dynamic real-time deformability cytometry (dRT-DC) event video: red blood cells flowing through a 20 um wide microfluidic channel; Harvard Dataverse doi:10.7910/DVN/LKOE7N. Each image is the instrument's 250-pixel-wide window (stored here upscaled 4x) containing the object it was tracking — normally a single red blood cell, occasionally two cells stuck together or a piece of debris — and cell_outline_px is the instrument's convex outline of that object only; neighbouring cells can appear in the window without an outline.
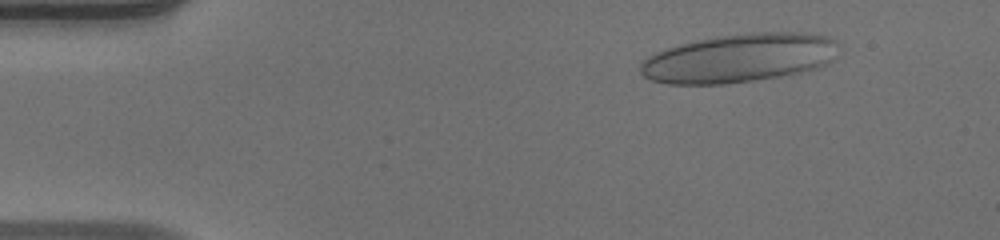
{"species": "human", "species_latin": "Homo sapiens", "temperature_condition": "warm", "stored_images_in_passage": 52, "camera_frame_rate_fps": 3000, "um_per_image_px": 0.085, "donor": {"sex": "male"}, "frame": {"image": 1, "passage_image": 6, "time_ms": 1.667, "image_size_px": [1000, 240], "cell_outline_px": [[840, 44], [828, 60], [824, 64], [816, 68], [776, 76], [752, 80], [724, 84], [668, 84], [652, 80], [644, 76], [640, 72], [640, 64], [648, 56], [656, 52], [680, 44], [696, 40], [716, 36], [752, 32], [800, 32], [828, 36], [836, 40]], "centroid_in_image_um": [62.79, 4.92], "position_along_channel_um": 22.2, "area_um2": 55.66}}
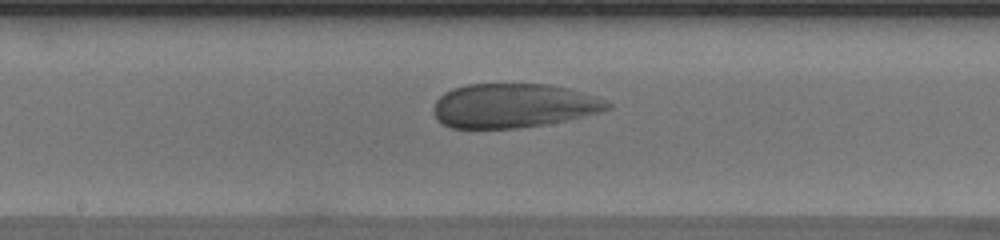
{"frame": {"image": 2, "passage_image": 27, "time_ms": 8.667, "image_size_px": [1000, 240], "cell_outline_px": [[612, 108], [600, 112], [564, 120], [544, 124], [516, 128], [452, 128], [436, 120], [432, 112], [432, 108], [436, 100], [444, 92], [452, 88], [468, 84], [548, 84], [568, 88], [604, 100], [612, 104]], "centroid_in_image_um": [43.57, 8.98], "position_along_channel_um": 204.6, "area_um2": 44.68}}
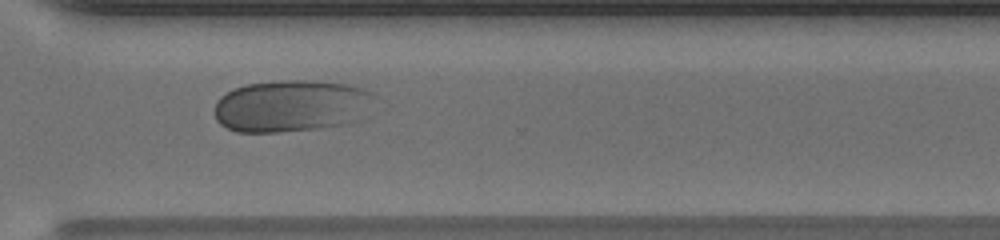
{"frame": {"image": 3, "passage_image": 38, "time_ms": 12.333, "image_size_px": [1000, 240], "cell_outline_px": [[376, 96], [340, 124], [316, 128], [276, 132], [236, 132], [220, 124], [216, 120], [216, 104], [220, 96], [236, 88], [248, 84], [288, 80], [312, 80], [344, 84], [360, 88], [372, 92]], "centroid_in_image_um": [24.58, 8.98], "position_along_channel_um": 346.0, "area_um2": 46.53}}